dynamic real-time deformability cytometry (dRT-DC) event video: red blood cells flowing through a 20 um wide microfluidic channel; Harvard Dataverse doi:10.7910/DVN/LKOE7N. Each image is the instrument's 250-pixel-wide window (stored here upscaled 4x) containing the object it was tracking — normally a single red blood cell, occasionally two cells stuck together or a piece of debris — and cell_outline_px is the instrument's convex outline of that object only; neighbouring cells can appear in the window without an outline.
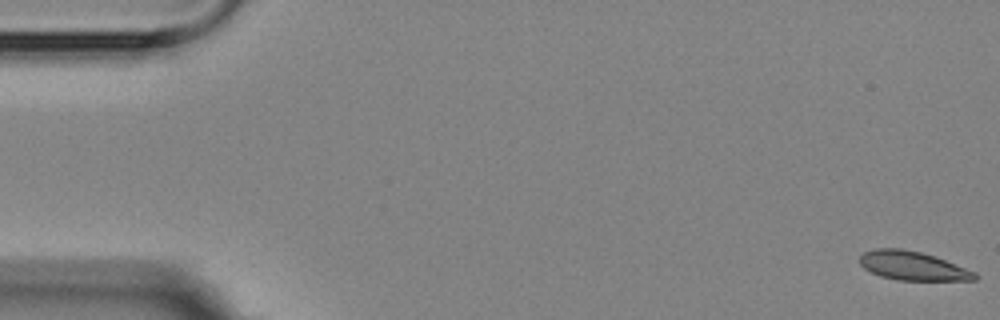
{"species": "Egyptian fruit bat (a non-hibernating species)", "species_latin": "Rousettus aegyptiacus", "temperature_condition": "room temperature", "stored_images_in_passage": 6, "camera_frame_rate_fps": 3000, "um_per_image_px": 0.085, "animal": {"sex": "female"}, "frame": {"image": 1, "passage_image": 1, "time_ms": 0.0, "image_size_px": [1000, 320], "cell_outline_px": [[980, 276], [976, 280], [900, 280], [880, 276], [864, 268], [860, 264], [860, 256], [864, 252], [876, 248], [904, 248], [936, 256], [976, 272]], "centroid_in_image_um": [77.61, 22.59], "position_along_channel_um": 7.4, "area_um2": 19.42}}
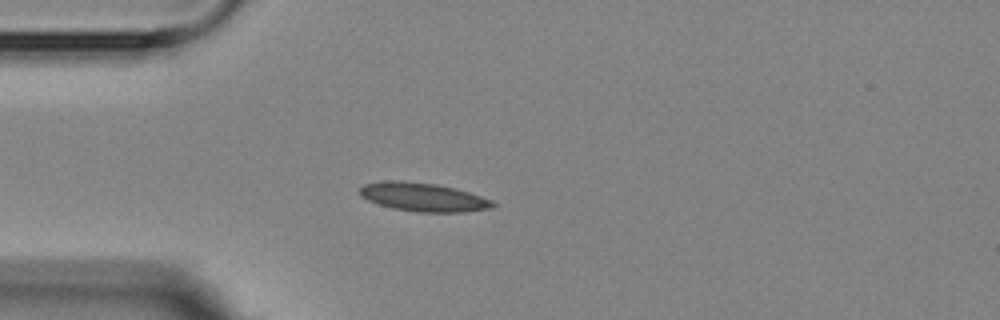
{"frame": {"image": 2, "passage_image": 5, "time_ms": 4.667, "image_size_px": [1000, 320], "cell_outline_px": [[496, 208], [464, 212], [416, 212], [392, 208], [368, 200], [360, 196], [360, 188], [364, 184], [384, 180], [400, 180], [436, 184], [468, 192], [492, 200], [496, 204]], "centroid_in_image_um": [35.98, 16.76], "position_along_channel_um": 49.0, "area_um2": 22.2}}